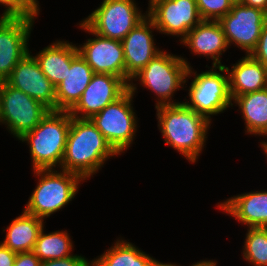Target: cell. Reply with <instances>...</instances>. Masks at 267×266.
<instances>
[{
  "mask_svg": "<svg viewBox=\"0 0 267 266\" xmlns=\"http://www.w3.org/2000/svg\"><path fill=\"white\" fill-rule=\"evenodd\" d=\"M119 155L90 119L71 116L65 152L60 169L78 174L83 180L93 177L106 160Z\"/></svg>",
  "mask_w": 267,
  "mask_h": 266,
  "instance_id": "1",
  "label": "cell"
},
{
  "mask_svg": "<svg viewBox=\"0 0 267 266\" xmlns=\"http://www.w3.org/2000/svg\"><path fill=\"white\" fill-rule=\"evenodd\" d=\"M164 141L191 163L197 162L211 123L184 103L155 107Z\"/></svg>",
  "mask_w": 267,
  "mask_h": 266,
  "instance_id": "2",
  "label": "cell"
},
{
  "mask_svg": "<svg viewBox=\"0 0 267 266\" xmlns=\"http://www.w3.org/2000/svg\"><path fill=\"white\" fill-rule=\"evenodd\" d=\"M71 124L69 111H49L18 140L29 144L33 170L61 167Z\"/></svg>",
  "mask_w": 267,
  "mask_h": 266,
  "instance_id": "3",
  "label": "cell"
},
{
  "mask_svg": "<svg viewBox=\"0 0 267 266\" xmlns=\"http://www.w3.org/2000/svg\"><path fill=\"white\" fill-rule=\"evenodd\" d=\"M38 182L28 199L24 211L45 220L65 207L78 192L84 181L78 174L66 170H33Z\"/></svg>",
  "mask_w": 267,
  "mask_h": 266,
  "instance_id": "4",
  "label": "cell"
},
{
  "mask_svg": "<svg viewBox=\"0 0 267 266\" xmlns=\"http://www.w3.org/2000/svg\"><path fill=\"white\" fill-rule=\"evenodd\" d=\"M189 67L191 65L184 57L162 50L132 80L139 81L140 86L156 94L155 107L181 104L183 102H173L172 98L175 91L183 88L188 81Z\"/></svg>",
  "mask_w": 267,
  "mask_h": 266,
  "instance_id": "5",
  "label": "cell"
},
{
  "mask_svg": "<svg viewBox=\"0 0 267 266\" xmlns=\"http://www.w3.org/2000/svg\"><path fill=\"white\" fill-rule=\"evenodd\" d=\"M192 69L188 68L186 76V78L194 76L188 89L190 102L186 100L183 103L211 123V115L220 114L228 107H233L227 70L224 66H212L210 70L197 74Z\"/></svg>",
  "mask_w": 267,
  "mask_h": 266,
  "instance_id": "6",
  "label": "cell"
},
{
  "mask_svg": "<svg viewBox=\"0 0 267 266\" xmlns=\"http://www.w3.org/2000/svg\"><path fill=\"white\" fill-rule=\"evenodd\" d=\"M136 87V84L131 81L129 89L120 98L90 118L119 155L131 147L138 127V118L132 106Z\"/></svg>",
  "mask_w": 267,
  "mask_h": 266,
  "instance_id": "7",
  "label": "cell"
},
{
  "mask_svg": "<svg viewBox=\"0 0 267 266\" xmlns=\"http://www.w3.org/2000/svg\"><path fill=\"white\" fill-rule=\"evenodd\" d=\"M50 110L26 93L1 82L0 123L17 139L31 131Z\"/></svg>",
  "mask_w": 267,
  "mask_h": 266,
  "instance_id": "8",
  "label": "cell"
},
{
  "mask_svg": "<svg viewBox=\"0 0 267 266\" xmlns=\"http://www.w3.org/2000/svg\"><path fill=\"white\" fill-rule=\"evenodd\" d=\"M134 0H103L89 16L82 21L100 36L120 40L145 17Z\"/></svg>",
  "mask_w": 267,
  "mask_h": 266,
  "instance_id": "9",
  "label": "cell"
},
{
  "mask_svg": "<svg viewBox=\"0 0 267 266\" xmlns=\"http://www.w3.org/2000/svg\"><path fill=\"white\" fill-rule=\"evenodd\" d=\"M39 11L25 16H0V82L6 81L18 62L30 52L28 42Z\"/></svg>",
  "mask_w": 267,
  "mask_h": 266,
  "instance_id": "10",
  "label": "cell"
},
{
  "mask_svg": "<svg viewBox=\"0 0 267 266\" xmlns=\"http://www.w3.org/2000/svg\"><path fill=\"white\" fill-rule=\"evenodd\" d=\"M267 14L257 8L242 3L232 6V9L218 20L226 36L228 45L235 44L250 55L255 49Z\"/></svg>",
  "mask_w": 267,
  "mask_h": 266,
  "instance_id": "11",
  "label": "cell"
},
{
  "mask_svg": "<svg viewBox=\"0 0 267 266\" xmlns=\"http://www.w3.org/2000/svg\"><path fill=\"white\" fill-rule=\"evenodd\" d=\"M147 15L153 20L157 32L180 36V42L203 21L196 0H158L148 7Z\"/></svg>",
  "mask_w": 267,
  "mask_h": 266,
  "instance_id": "12",
  "label": "cell"
},
{
  "mask_svg": "<svg viewBox=\"0 0 267 266\" xmlns=\"http://www.w3.org/2000/svg\"><path fill=\"white\" fill-rule=\"evenodd\" d=\"M79 27L95 36L83 45L77 46L78 53L83 57L94 73L112 74L126 82V66L123 45L120 40L110 39L94 33L83 21Z\"/></svg>",
  "mask_w": 267,
  "mask_h": 266,
  "instance_id": "13",
  "label": "cell"
},
{
  "mask_svg": "<svg viewBox=\"0 0 267 266\" xmlns=\"http://www.w3.org/2000/svg\"><path fill=\"white\" fill-rule=\"evenodd\" d=\"M128 89L129 85L121 77L95 73L80 100L69 113L72 117L90 119L120 98Z\"/></svg>",
  "mask_w": 267,
  "mask_h": 266,
  "instance_id": "14",
  "label": "cell"
},
{
  "mask_svg": "<svg viewBox=\"0 0 267 266\" xmlns=\"http://www.w3.org/2000/svg\"><path fill=\"white\" fill-rule=\"evenodd\" d=\"M6 82L36 99L50 111H56L55 86L44 75L31 52L18 62Z\"/></svg>",
  "mask_w": 267,
  "mask_h": 266,
  "instance_id": "15",
  "label": "cell"
},
{
  "mask_svg": "<svg viewBox=\"0 0 267 266\" xmlns=\"http://www.w3.org/2000/svg\"><path fill=\"white\" fill-rule=\"evenodd\" d=\"M153 20L147 15L121 41L126 66V83L139 73L162 50L155 46Z\"/></svg>",
  "mask_w": 267,
  "mask_h": 266,
  "instance_id": "16",
  "label": "cell"
},
{
  "mask_svg": "<svg viewBox=\"0 0 267 266\" xmlns=\"http://www.w3.org/2000/svg\"><path fill=\"white\" fill-rule=\"evenodd\" d=\"M180 43L186 45L194 55L211 58L213 66H224L220 57L222 52L229 49V45L218 21L203 20Z\"/></svg>",
  "mask_w": 267,
  "mask_h": 266,
  "instance_id": "17",
  "label": "cell"
},
{
  "mask_svg": "<svg viewBox=\"0 0 267 266\" xmlns=\"http://www.w3.org/2000/svg\"><path fill=\"white\" fill-rule=\"evenodd\" d=\"M217 207L248 227H267V191H251L230 197Z\"/></svg>",
  "mask_w": 267,
  "mask_h": 266,
  "instance_id": "18",
  "label": "cell"
},
{
  "mask_svg": "<svg viewBox=\"0 0 267 266\" xmlns=\"http://www.w3.org/2000/svg\"><path fill=\"white\" fill-rule=\"evenodd\" d=\"M94 74L92 68L77 53L71 60L65 79L55 87L56 111H70L80 100Z\"/></svg>",
  "mask_w": 267,
  "mask_h": 266,
  "instance_id": "19",
  "label": "cell"
},
{
  "mask_svg": "<svg viewBox=\"0 0 267 266\" xmlns=\"http://www.w3.org/2000/svg\"><path fill=\"white\" fill-rule=\"evenodd\" d=\"M228 74L231 99L267 88V68L250 55L242 56L232 69L225 66Z\"/></svg>",
  "mask_w": 267,
  "mask_h": 266,
  "instance_id": "20",
  "label": "cell"
},
{
  "mask_svg": "<svg viewBox=\"0 0 267 266\" xmlns=\"http://www.w3.org/2000/svg\"><path fill=\"white\" fill-rule=\"evenodd\" d=\"M78 53L76 44L57 40L39 51L35 58L44 75L56 87L70 69L72 58Z\"/></svg>",
  "mask_w": 267,
  "mask_h": 266,
  "instance_id": "21",
  "label": "cell"
},
{
  "mask_svg": "<svg viewBox=\"0 0 267 266\" xmlns=\"http://www.w3.org/2000/svg\"><path fill=\"white\" fill-rule=\"evenodd\" d=\"M43 227V219L23 210L22 214L13 219L9 227H6L7 231L2 243L16 253L31 252Z\"/></svg>",
  "mask_w": 267,
  "mask_h": 266,
  "instance_id": "22",
  "label": "cell"
},
{
  "mask_svg": "<svg viewBox=\"0 0 267 266\" xmlns=\"http://www.w3.org/2000/svg\"><path fill=\"white\" fill-rule=\"evenodd\" d=\"M232 101L242 113L245 132L267 136V88L237 96Z\"/></svg>",
  "mask_w": 267,
  "mask_h": 266,
  "instance_id": "23",
  "label": "cell"
},
{
  "mask_svg": "<svg viewBox=\"0 0 267 266\" xmlns=\"http://www.w3.org/2000/svg\"><path fill=\"white\" fill-rule=\"evenodd\" d=\"M154 259L131 242L121 238L93 260L98 266H152Z\"/></svg>",
  "mask_w": 267,
  "mask_h": 266,
  "instance_id": "24",
  "label": "cell"
},
{
  "mask_svg": "<svg viewBox=\"0 0 267 266\" xmlns=\"http://www.w3.org/2000/svg\"><path fill=\"white\" fill-rule=\"evenodd\" d=\"M70 238L68 232L62 230L45 234L43 227L39 233L33 252L41 262L74 255L71 254L74 246Z\"/></svg>",
  "mask_w": 267,
  "mask_h": 266,
  "instance_id": "25",
  "label": "cell"
},
{
  "mask_svg": "<svg viewBox=\"0 0 267 266\" xmlns=\"http://www.w3.org/2000/svg\"><path fill=\"white\" fill-rule=\"evenodd\" d=\"M243 246L244 260L253 266H267V227H248Z\"/></svg>",
  "mask_w": 267,
  "mask_h": 266,
  "instance_id": "26",
  "label": "cell"
},
{
  "mask_svg": "<svg viewBox=\"0 0 267 266\" xmlns=\"http://www.w3.org/2000/svg\"><path fill=\"white\" fill-rule=\"evenodd\" d=\"M200 16L203 20L218 21L225 16L233 4L229 0H196Z\"/></svg>",
  "mask_w": 267,
  "mask_h": 266,
  "instance_id": "27",
  "label": "cell"
},
{
  "mask_svg": "<svg viewBox=\"0 0 267 266\" xmlns=\"http://www.w3.org/2000/svg\"><path fill=\"white\" fill-rule=\"evenodd\" d=\"M0 4L5 7L1 16H25L37 10L29 0H0Z\"/></svg>",
  "mask_w": 267,
  "mask_h": 266,
  "instance_id": "28",
  "label": "cell"
},
{
  "mask_svg": "<svg viewBox=\"0 0 267 266\" xmlns=\"http://www.w3.org/2000/svg\"><path fill=\"white\" fill-rule=\"evenodd\" d=\"M250 56L267 68V20L263 25L257 45Z\"/></svg>",
  "mask_w": 267,
  "mask_h": 266,
  "instance_id": "29",
  "label": "cell"
},
{
  "mask_svg": "<svg viewBox=\"0 0 267 266\" xmlns=\"http://www.w3.org/2000/svg\"><path fill=\"white\" fill-rule=\"evenodd\" d=\"M88 261L85 257L75 254L61 259L42 261L40 266H85Z\"/></svg>",
  "mask_w": 267,
  "mask_h": 266,
  "instance_id": "30",
  "label": "cell"
},
{
  "mask_svg": "<svg viewBox=\"0 0 267 266\" xmlns=\"http://www.w3.org/2000/svg\"><path fill=\"white\" fill-rule=\"evenodd\" d=\"M40 259L36 254L31 252L17 253L14 266H40Z\"/></svg>",
  "mask_w": 267,
  "mask_h": 266,
  "instance_id": "31",
  "label": "cell"
},
{
  "mask_svg": "<svg viewBox=\"0 0 267 266\" xmlns=\"http://www.w3.org/2000/svg\"><path fill=\"white\" fill-rule=\"evenodd\" d=\"M16 252L11 251L2 242L0 243V266H14Z\"/></svg>",
  "mask_w": 267,
  "mask_h": 266,
  "instance_id": "32",
  "label": "cell"
},
{
  "mask_svg": "<svg viewBox=\"0 0 267 266\" xmlns=\"http://www.w3.org/2000/svg\"><path fill=\"white\" fill-rule=\"evenodd\" d=\"M242 4L264 11L267 14V0H242Z\"/></svg>",
  "mask_w": 267,
  "mask_h": 266,
  "instance_id": "33",
  "label": "cell"
},
{
  "mask_svg": "<svg viewBox=\"0 0 267 266\" xmlns=\"http://www.w3.org/2000/svg\"><path fill=\"white\" fill-rule=\"evenodd\" d=\"M191 266H217V261H213V260H202L199 261L197 263H194Z\"/></svg>",
  "mask_w": 267,
  "mask_h": 266,
  "instance_id": "34",
  "label": "cell"
},
{
  "mask_svg": "<svg viewBox=\"0 0 267 266\" xmlns=\"http://www.w3.org/2000/svg\"><path fill=\"white\" fill-rule=\"evenodd\" d=\"M152 266H181L180 264H174V263H162L156 259H154Z\"/></svg>",
  "mask_w": 267,
  "mask_h": 266,
  "instance_id": "35",
  "label": "cell"
},
{
  "mask_svg": "<svg viewBox=\"0 0 267 266\" xmlns=\"http://www.w3.org/2000/svg\"><path fill=\"white\" fill-rule=\"evenodd\" d=\"M260 144L262 146V150L265 152L264 154H266V156H267V141L265 142V140H264Z\"/></svg>",
  "mask_w": 267,
  "mask_h": 266,
  "instance_id": "36",
  "label": "cell"
},
{
  "mask_svg": "<svg viewBox=\"0 0 267 266\" xmlns=\"http://www.w3.org/2000/svg\"><path fill=\"white\" fill-rule=\"evenodd\" d=\"M29 2L37 9H40L38 0H29Z\"/></svg>",
  "mask_w": 267,
  "mask_h": 266,
  "instance_id": "37",
  "label": "cell"
},
{
  "mask_svg": "<svg viewBox=\"0 0 267 266\" xmlns=\"http://www.w3.org/2000/svg\"><path fill=\"white\" fill-rule=\"evenodd\" d=\"M85 266H98V265L96 264V262H95L94 260H92L91 262L88 261V262L85 264Z\"/></svg>",
  "mask_w": 267,
  "mask_h": 266,
  "instance_id": "38",
  "label": "cell"
},
{
  "mask_svg": "<svg viewBox=\"0 0 267 266\" xmlns=\"http://www.w3.org/2000/svg\"><path fill=\"white\" fill-rule=\"evenodd\" d=\"M233 5L241 3L242 0H229Z\"/></svg>",
  "mask_w": 267,
  "mask_h": 266,
  "instance_id": "39",
  "label": "cell"
},
{
  "mask_svg": "<svg viewBox=\"0 0 267 266\" xmlns=\"http://www.w3.org/2000/svg\"><path fill=\"white\" fill-rule=\"evenodd\" d=\"M156 1H158V0H149V4H148V6L150 7V6L153 5Z\"/></svg>",
  "mask_w": 267,
  "mask_h": 266,
  "instance_id": "40",
  "label": "cell"
}]
</instances>
